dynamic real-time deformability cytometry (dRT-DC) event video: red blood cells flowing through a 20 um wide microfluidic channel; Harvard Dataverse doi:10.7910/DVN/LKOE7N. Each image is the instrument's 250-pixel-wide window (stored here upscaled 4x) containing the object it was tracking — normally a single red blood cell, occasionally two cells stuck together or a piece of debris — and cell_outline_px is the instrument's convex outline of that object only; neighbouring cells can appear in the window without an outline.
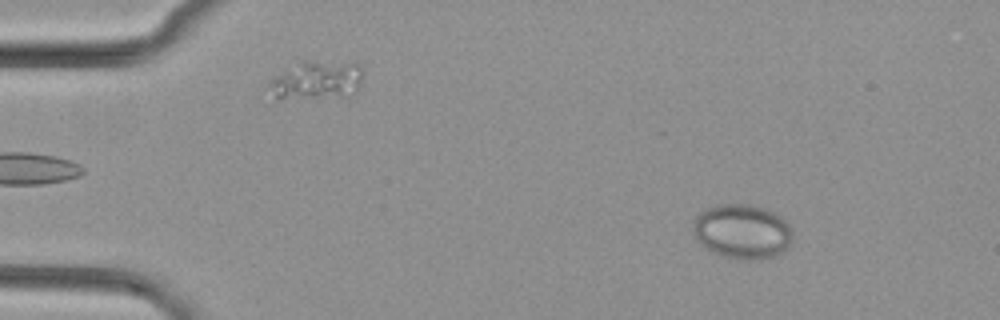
{"species": "common noctule bat (a hibernating species)", "species_latin": "Nyctalus noctula", "temperature_condition": "cold", "stored_images_in_passage": 50, "camera_frame_rate_fps": 3000, "um_per_image_px": 0.085, "animal": {"sex": "female", "body_mass_g": 29.2, "forearm_length_mm": 56.3}, "frame": {"image": 1, "passage_image": 5, "time_ms": 1.333, "image_size_px": [1000, 320], "cell_outline_px": [[792, 240], [784, 252], [760, 260], [744, 260], [724, 256], [712, 252], [704, 248], [696, 236], [692, 228], [692, 224], [696, 216], [700, 212], [716, 204], [752, 204], [764, 208], [780, 216], [788, 224], [792, 232]], "centroid_in_image_um": [63.08, 19.68], "position_along_channel_um": 21.9, "area_um2": 31.79}}
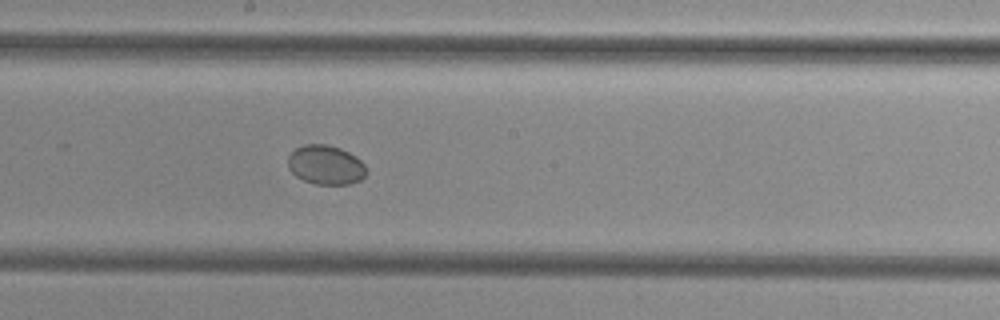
{"frame": {"image": 2, "passage_image": 27, "time_ms": 8.667, "image_size_px": [1000, 320], "cell_outline_px": [[368, 172], [360, 180], [348, 184], [316, 184], [304, 180], [296, 176], [288, 168], [288, 156], [296, 148], [304, 144], [328, 144], [340, 148], [356, 156], [364, 164]], "centroid_in_image_um": [27.69, 14.01], "position_along_channel_um": 220.5, "area_um2": 17.98}}
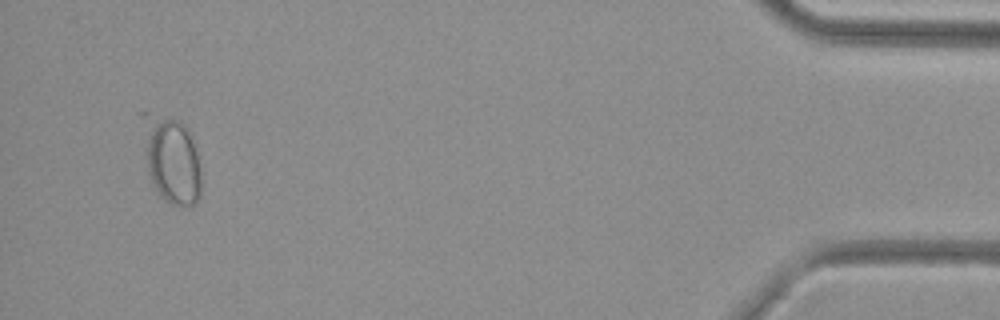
{"frame": {"image": 3, "passage_image": 48, "time_ms": 15.667, "image_size_px": [1000, 320], "cell_outline_px": [[200, 196], [192, 204], [172, 204], [164, 200], [160, 196], [152, 184], [148, 172], [140, 116], [140, 112], [144, 112], [180, 120], [188, 128], [200, 164]], "centroid_in_image_um": [14.54, 13.51], "position_along_channel_um": 420.7, "area_um2": 29.65}}